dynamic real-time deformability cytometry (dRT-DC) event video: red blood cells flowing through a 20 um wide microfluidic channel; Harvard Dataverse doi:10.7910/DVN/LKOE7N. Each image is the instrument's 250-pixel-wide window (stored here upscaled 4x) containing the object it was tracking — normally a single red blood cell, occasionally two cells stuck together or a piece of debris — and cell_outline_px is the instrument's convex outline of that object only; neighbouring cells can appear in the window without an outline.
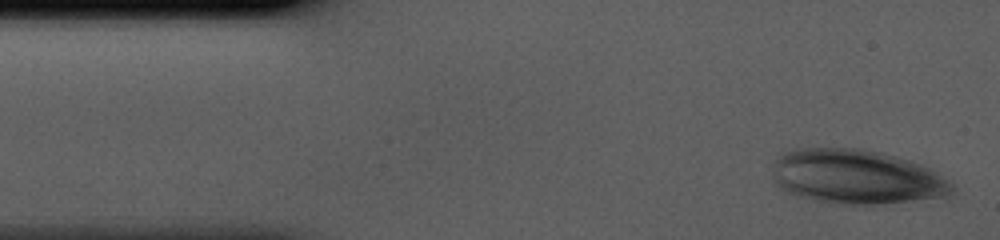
{"species": "human", "species_latin": "Homo sapiens", "temperature_condition": "cold", "stored_images_in_passage": 36, "camera_frame_rate_fps": 3000, "um_per_image_px": 0.085, "donor": {"sex": "male"}, "frame": {"image": 1, "passage_image": 1, "time_ms": 0.0, "image_size_px": [1000, 240], "cell_outline_px": [[952, 196], [872, 204], [832, 204], [796, 196], [784, 192], [776, 184], [772, 176], [772, 168], [776, 156], [784, 152], [796, 148], [860, 148], [880, 152], [896, 156], [920, 164], [928, 168], [952, 184]], "centroid_in_image_um": [72.7, 15.02], "position_along_channel_um": 12.3, "area_um2": 57.11}}
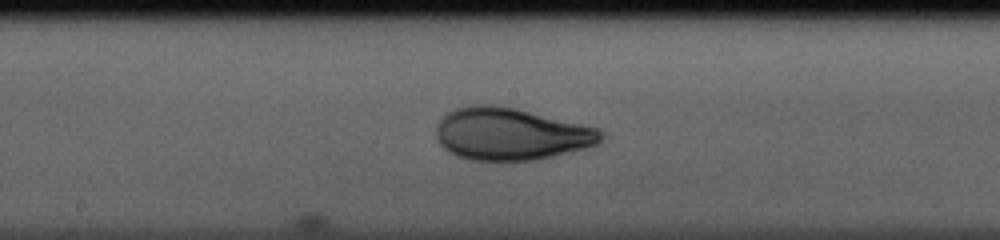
{"frame": {"image": 2, "passage_image": 20, "time_ms": 6.333, "image_size_px": [1000, 240], "cell_outline_px": [[604, 136], [600, 144], [536, 160], [472, 160], [456, 156], [448, 152], [440, 144], [436, 136], [436, 128], [440, 120], [448, 112], [456, 108], [476, 104], [492, 104], [516, 108], [600, 128]], "centroid_in_image_um": [43.43, 11.38], "position_along_channel_um": 204.8, "area_um2": 50.29}}
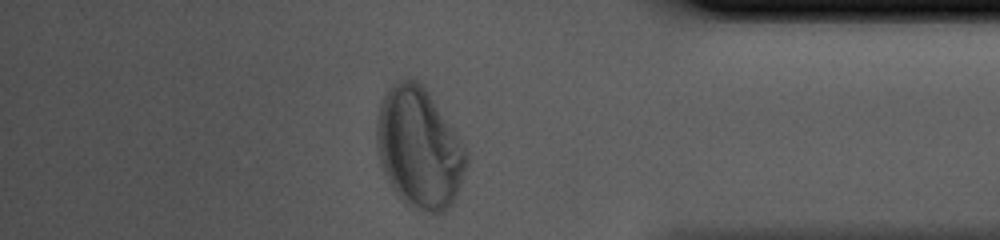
{"frame": {"image": 3, "passage_image": 35, "time_ms": 11.333, "image_size_px": [1000, 240], "cell_outline_px": [[468, 160], [456, 196], [452, 204], [444, 212], [428, 212], [404, 204], [400, 200], [392, 188], [380, 164], [376, 144], [376, 116], [380, 104], [388, 88], [396, 80], [408, 76], [424, 84], [468, 152]], "centroid_in_image_um": [35.6, 12.55], "position_along_channel_um": 399.6, "area_um2": 63.46}}